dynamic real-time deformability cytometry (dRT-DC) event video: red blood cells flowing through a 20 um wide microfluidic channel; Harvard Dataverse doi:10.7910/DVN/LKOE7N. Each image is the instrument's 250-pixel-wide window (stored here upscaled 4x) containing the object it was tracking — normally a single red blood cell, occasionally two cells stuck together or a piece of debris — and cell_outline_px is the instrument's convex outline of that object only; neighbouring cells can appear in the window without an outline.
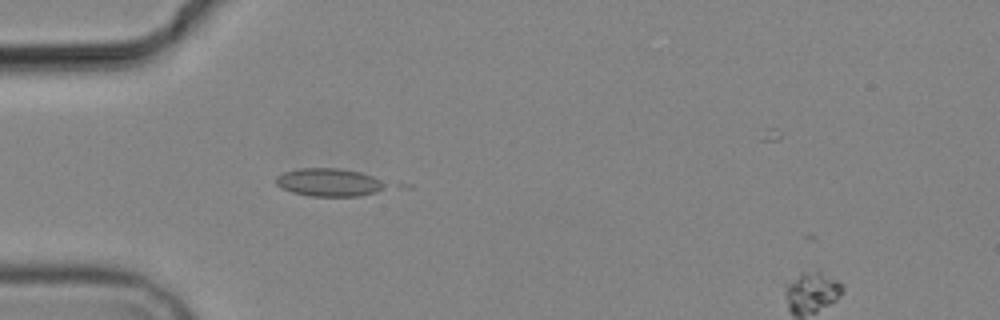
{"species": "common noctule bat (a hibernating species)", "species_latin": "Nyctalus noctula", "temperature_condition": "cold", "stored_images_in_passage": 3, "segment_of_instrument_passage": [1, 2], "camera_frame_rate_fps": 3000, "um_per_image_px": 0.085, "animal": {"sex": "male", "body_mass_g": 19.2, "forearm_length_mm": 51.8}, "frame": {"image": 1, "passage_image": 2, "time_ms": 1.0, "image_size_px": [1000, 320], "cell_outline_px": [[388, 184], [384, 188], [376, 192], [360, 196], [312, 196], [292, 192], [276, 184], [276, 176], [284, 172], [300, 168], [336, 168], [360, 172], [372, 176]], "centroid_in_image_um": [27.98, 15.5], "position_along_channel_um": 57.0, "area_um2": 17.74}}